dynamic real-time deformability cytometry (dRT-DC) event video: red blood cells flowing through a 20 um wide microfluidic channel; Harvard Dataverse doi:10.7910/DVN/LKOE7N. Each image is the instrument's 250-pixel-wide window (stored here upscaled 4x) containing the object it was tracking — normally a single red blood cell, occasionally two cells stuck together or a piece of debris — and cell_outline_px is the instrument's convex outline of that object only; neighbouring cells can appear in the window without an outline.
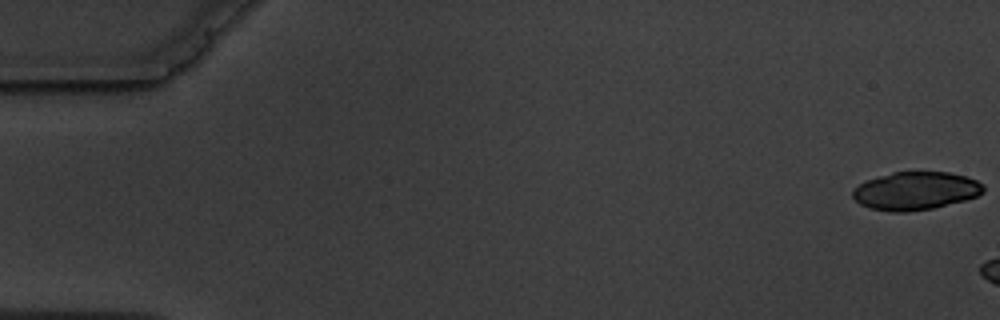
{"species": "common noctule bat (a hibernating species)", "species_latin": "Nyctalus noctula", "temperature_condition": "warm", "stored_images_in_passage": 3, "camera_frame_rate_fps": 3000, "um_per_image_px": 0.085, "animal": {"sex": "male", "body_mass_g": 19.5, "forearm_length_mm": 54.6}, "frame": {"image": 1, "passage_image": 1, "time_ms": 0.0, "image_size_px": [1000, 320], "cell_outline_px": [[984, 192], [976, 196], [964, 200], [932, 208], [908, 212], [892, 212], [868, 208], [860, 204], [852, 196], [852, 188], [868, 180], [892, 172], [948, 172], [964, 176], [976, 180], [984, 184]], "centroid_in_image_um": [77.81, 16.23], "position_along_channel_um": 7.2, "area_um2": 28.9}}